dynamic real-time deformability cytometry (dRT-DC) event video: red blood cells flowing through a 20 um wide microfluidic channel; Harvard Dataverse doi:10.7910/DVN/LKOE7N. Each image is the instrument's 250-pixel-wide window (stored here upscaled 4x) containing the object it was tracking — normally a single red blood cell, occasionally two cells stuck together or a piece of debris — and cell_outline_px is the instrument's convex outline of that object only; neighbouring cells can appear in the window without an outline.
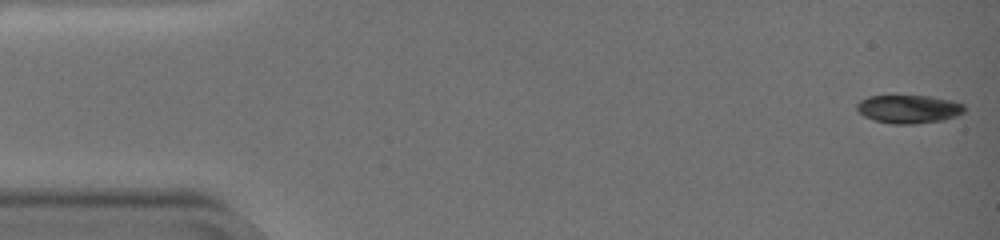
{"species": "common noctule bat (a hibernating species)", "species_latin": "Nyctalus noctula", "temperature_condition": "warm", "stored_images_in_passage": 58, "camera_frame_rate_fps": 3000, "um_per_image_px": 0.085, "animal": {"sex": "female", "body_mass_g": 19.0, "forearm_length_mm": 51.5}, "frame": {"image": 1, "passage_image": 1, "time_ms": 0.0, "image_size_px": [1000, 240], "cell_outline_px": [[968, 108], [964, 112], [956, 116], [944, 120], [912, 124], [892, 124], [872, 120], [864, 116], [856, 108], [856, 104], [860, 100], [868, 96], [928, 96], [952, 100], [964, 104]], "centroid_in_image_um": [77.26, 9.27], "position_along_channel_um": 7.7, "area_um2": 17.92}}
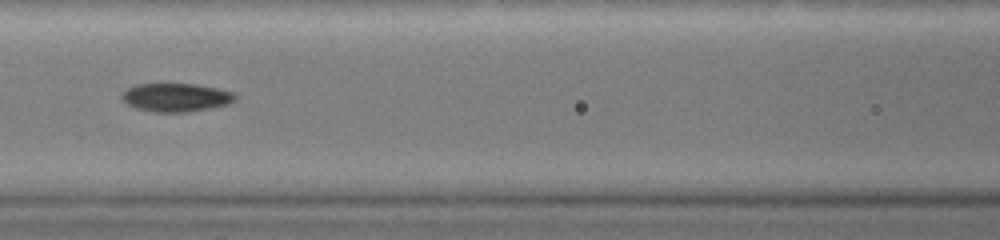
{"frame": {"image": 2, "passage_image": 26, "time_ms": 8.333, "image_size_px": [1000, 240], "cell_outline_px": [[236, 100], [228, 104], [212, 108], [188, 112], [152, 112], [136, 108], [128, 104], [120, 96], [128, 88], [136, 84], [196, 84], [216, 88], [232, 92], [236, 96]], "centroid_in_image_um": [14.97, 8.29], "position_along_channel_um": 151.6, "area_um2": 18.73}}
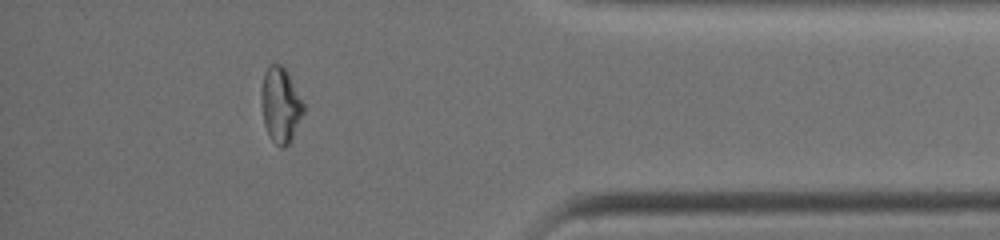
{"frame": {"image": 3, "passage_image": 51, "time_ms": 16.667, "image_size_px": [1000, 240], "cell_outline_px": [[304, 112], [292, 140], [284, 148], [280, 148], [272, 140], [264, 124], [260, 92], [264, 72], [268, 64], [280, 64], [284, 68], [304, 104]], "centroid_in_image_um": [23.83, 8.94], "position_along_channel_um": 411.4, "area_um2": 18.38}, "authors_computed_cell_mechanics": {"area_um2": 18.6405, "velocity_mm_per_s": 3.3529, "shape_relaxation_time_tau1_ms": 6.6456, "shape_relaxation_time_tau2_ms": 2.7393, "deformation_change_tau1": 0.2352, "deformation_change_tau2": 0.0624}}